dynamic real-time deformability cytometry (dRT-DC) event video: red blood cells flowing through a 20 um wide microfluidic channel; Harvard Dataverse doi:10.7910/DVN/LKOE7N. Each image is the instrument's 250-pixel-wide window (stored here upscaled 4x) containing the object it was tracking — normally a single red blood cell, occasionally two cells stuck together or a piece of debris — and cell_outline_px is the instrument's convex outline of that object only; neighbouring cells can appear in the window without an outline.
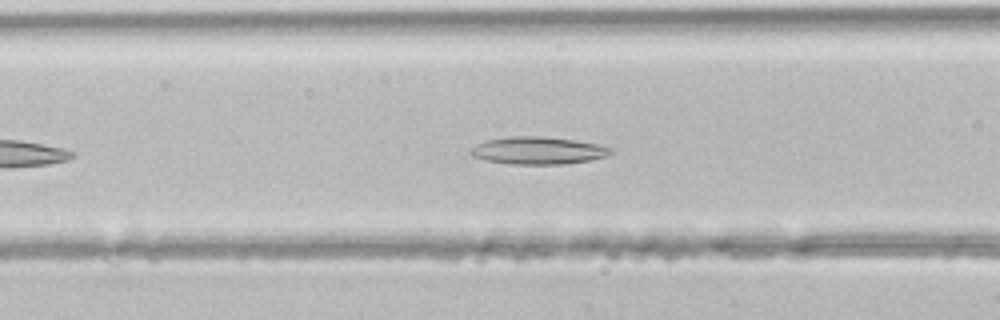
{"species": "common noctule bat (a hibernating species)", "species_latin": "Nyctalus noctula", "temperature_condition": "room temperature", "stored_images_in_passage": 18, "camera_frame_rate_fps": 3000, "um_per_image_px": 0.085, "animal": {"sex": "male", "body_mass_g": 21.5, "forearm_length_mm": 52.0}, "frame": {"image": 1, "passage_image": 9, "time_ms": 2.667, "image_size_px": [1000, 320], "cell_outline_px": [[616, 148], [608, 156], [588, 160], [564, 164], [508, 164], [484, 160], [472, 156], [468, 152], [476, 144], [488, 140], [508, 136], [540, 136], [572, 140], [600, 144]], "centroid_in_image_um": [45.74, 12.8], "position_along_channel_um": 120.9, "area_um2": 22.54}}
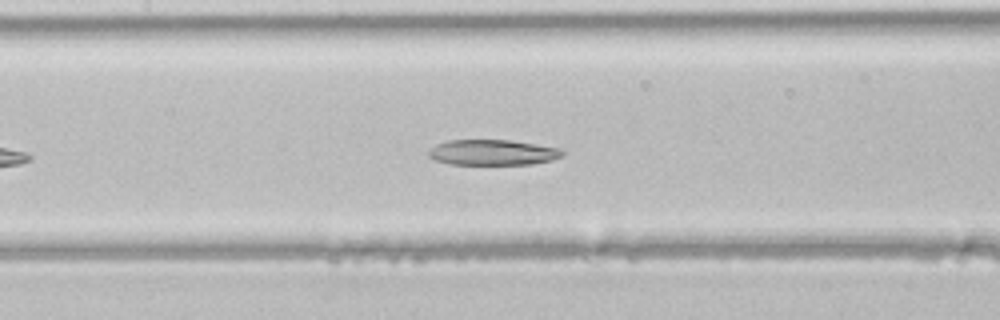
{"frame": {"image": 2, "passage_image": 12, "time_ms": 3.667, "image_size_px": [1000, 320], "cell_outline_px": [[564, 156], [552, 160], [532, 164], [448, 164], [436, 160], [428, 156], [428, 152], [436, 144], [448, 140], [508, 140], [536, 144], [560, 148], [564, 152]], "centroid_in_image_um": [41.89, 12.96], "position_along_channel_um": 165.5, "area_um2": 19.88}}
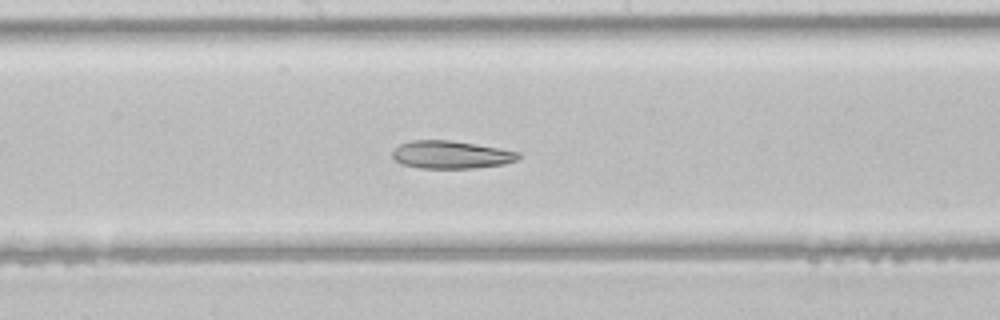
{"frame": {"image": 3, "passage_image": 15, "time_ms": 4.667, "image_size_px": [1000, 320], "cell_outline_px": [[520, 156], [516, 160], [504, 164], [472, 168], [420, 168], [404, 164], [396, 160], [392, 156], [392, 152], [400, 144], [412, 140], [452, 140], [500, 148], [520, 152]], "centroid_in_image_um": [38.36, 13.14], "position_along_channel_um": 209.8, "area_um2": 20.29}}